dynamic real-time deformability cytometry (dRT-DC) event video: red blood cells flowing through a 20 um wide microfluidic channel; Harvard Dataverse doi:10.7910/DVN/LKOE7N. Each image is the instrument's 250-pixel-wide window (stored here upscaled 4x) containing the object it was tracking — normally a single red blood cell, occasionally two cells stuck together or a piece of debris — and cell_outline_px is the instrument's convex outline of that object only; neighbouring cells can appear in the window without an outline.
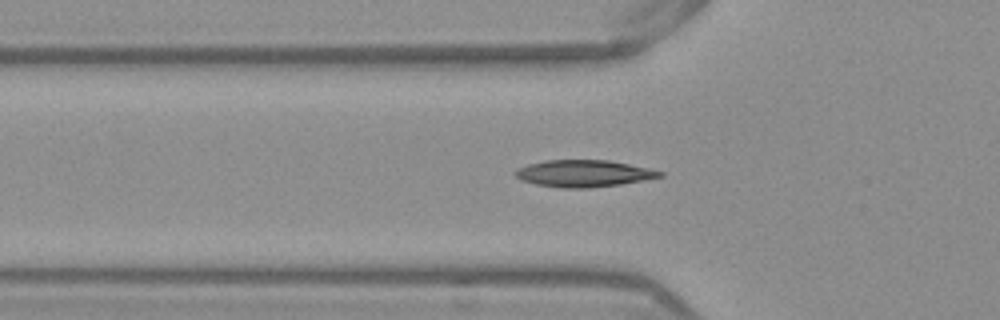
{"species": "Egyptian fruit bat (a non-hibernating species)", "species_latin": "Rousettus aegyptiacus", "temperature_condition": "warm", "stored_images_in_passage": 34, "camera_frame_rate_fps": 3000, "um_per_image_px": 0.085, "frame": {"image": 1, "passage_image": 4, "time_ms": 1.0, "image_size_px": [1000, 320], "cell_outline_px": [[664, 176], [620, 184], [588, 188], [560, 188], [536, 184], [520, 180], [512, 172], [516, 168], [528, 164], [544, 160], [608, 160], [648, 168], [664, 172]], "centroid_in_image_um": [49.56, 14.74], "position_along_channel_um": 76.2, "area_um2": 22.66}}
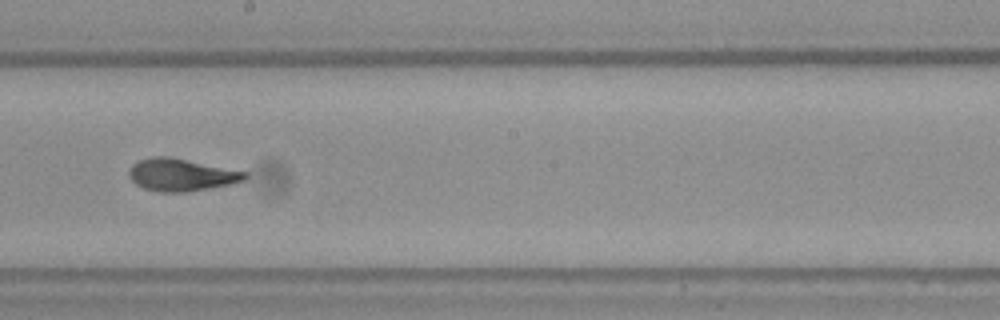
{"frame": {"image": 2, "passage_image": 16, "time_ms": 5.0, "image_size_px": [1000, 320], "cell_outline_px": [[248, 176], [244, 180], [232, 184], [188, 192], [160, 192], [144, 188], [136, 184], [128, 176], [128, 168], [132, 164], [140, 160], [152, 156], [168, 156], [248, 172]], "centroid_in_image_um": [15.4, 14.86], "position_along_channel_um": 232.8, "area_um2": 21.96}}
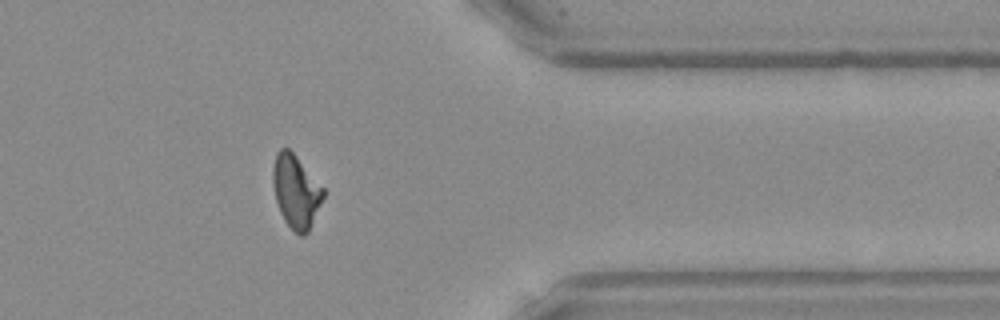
{"frame": {"image": 3, "passage_image": 29, "time_ms": 9.333, "image_size_px": [1000, 320], "cell_outline_px": [[324, 196], [308, 232], [304, 236], [300, 236], [284, 220], [280, 212], [276, 200], [272, 184], [272, 168], [276, 152], [280, 148], [288, 148], [296, 156], [324, 188]], "centroid_in_image_um": [25.13, 16.25], "position_along_channel_um": 386.3, "area_um2": 21.33}}